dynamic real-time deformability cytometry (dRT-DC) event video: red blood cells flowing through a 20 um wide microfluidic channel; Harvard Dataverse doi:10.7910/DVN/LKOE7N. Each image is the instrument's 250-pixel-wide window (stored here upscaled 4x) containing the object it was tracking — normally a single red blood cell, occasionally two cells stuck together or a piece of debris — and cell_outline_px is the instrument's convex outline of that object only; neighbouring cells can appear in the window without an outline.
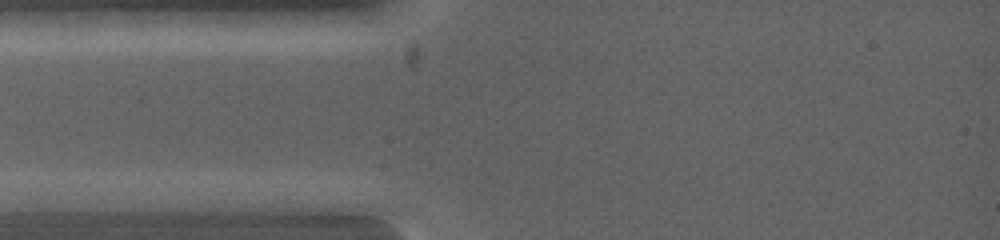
{"species": "common noctule bat (a hibernating species)", "species_latin": "Nyctalus noctula", "temperature_condition": "warm", "stored_images_in_passage": 2, "camera_frame_rate_fps": 5000, "um_per_image_px": 0.085, "animal": {"sex": "female", "body_mass_g": 19.0, "forearm_length_mm": 53.3}, "frame": {"image": 1, "passage_image": 1, "time_ms": 0.0, "image_size_px": [1000, 240], "cell_outline_px": [[120, 200], [96, 212], [36, 212], [20, 200], [20, 192], [104, 192]], "centroid_in_image_um": [5.72, 17.12], "position_along_channel_um": 79.3, "area_um2": 12.25}}